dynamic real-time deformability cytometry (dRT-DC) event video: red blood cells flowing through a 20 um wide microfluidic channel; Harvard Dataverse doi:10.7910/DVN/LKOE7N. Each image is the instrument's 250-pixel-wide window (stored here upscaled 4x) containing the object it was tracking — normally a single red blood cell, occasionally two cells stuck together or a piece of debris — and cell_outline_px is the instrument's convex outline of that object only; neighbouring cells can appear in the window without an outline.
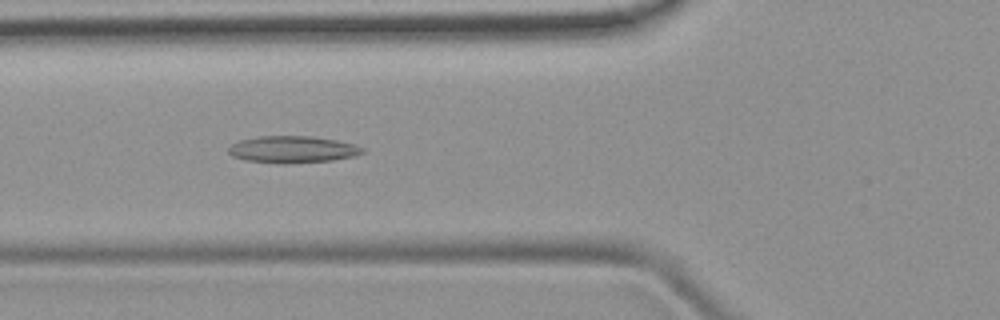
{"species": "common noctule bat (a hibernating species)", "species_latin": "Nyctalus noctula", "temperature_condition": "room temperature", "stored_images_in_passage": 9, "camera_frame_rate_fps": 3000, "um_per_image_px": 0.085, "animal": {"sex": "female", "body_mass_g": 19.9}, "frame": {"image": 1, "passage_image": 6, "time_ms": 5.667, "image_size_px": [1000, 320], "cell_outline_px": [[364, 152], [356, 156], [332, 160], [292, 164], [276, 164], [244, 160], [232, 156], [228, 152], [228, 148], [232, 144], [240, 140], [260, 136], [312, 136], [336, 140], [356, 144], [364, 148]], "centroid_in_image_um": [24.88, 12.71], "position_along_channel_um": 100.9, "area_um2": 21.33}}
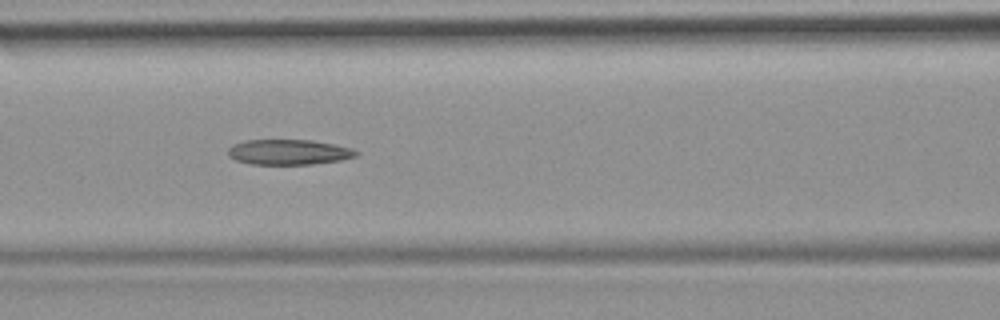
{"frame": {"image": 2, "passage_image": 7, "time_ms": 6.667, "image_size_px": [1000, 320], "cell_outline_px": [[360, 152], [356, 156], [340, 160], [312, 164], [248, 164], [236, 160], [228, 156], [228, 148], [232, 144], [244, 140], [312, 140], [336, 144], [352, 148]], "centroid_in_image_um": [24.53, 12.92], "position_along_channel_um": 142.1, "area_um2": 19.02}}
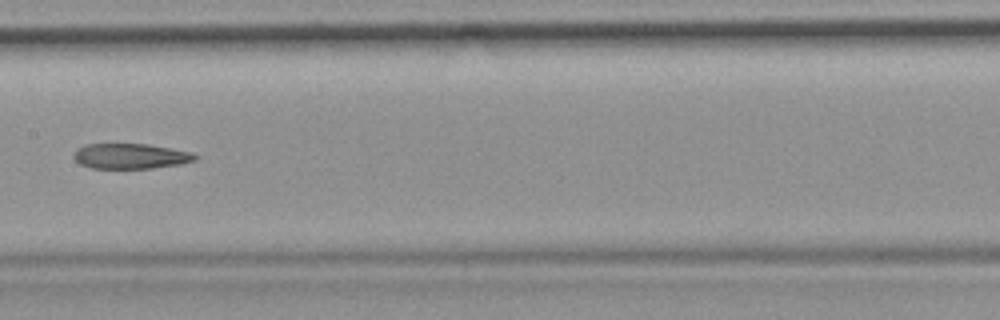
{"frame": {"image": 3, "passage_image": 8, "time_ms": 8.0, "image_size_px": [1000, 320], "cell_outline_px": [[200, 156], [196, 160], [180, 164], [152, 168], [92, 168], [80, 164], [72, 156], [76, 148], [84, 144], [148, 144], [192, 152]], "centroid_in_image_um": [11.1, 13.26], "position_along_channel_um": 196.3, "area_um2": 17.98}}